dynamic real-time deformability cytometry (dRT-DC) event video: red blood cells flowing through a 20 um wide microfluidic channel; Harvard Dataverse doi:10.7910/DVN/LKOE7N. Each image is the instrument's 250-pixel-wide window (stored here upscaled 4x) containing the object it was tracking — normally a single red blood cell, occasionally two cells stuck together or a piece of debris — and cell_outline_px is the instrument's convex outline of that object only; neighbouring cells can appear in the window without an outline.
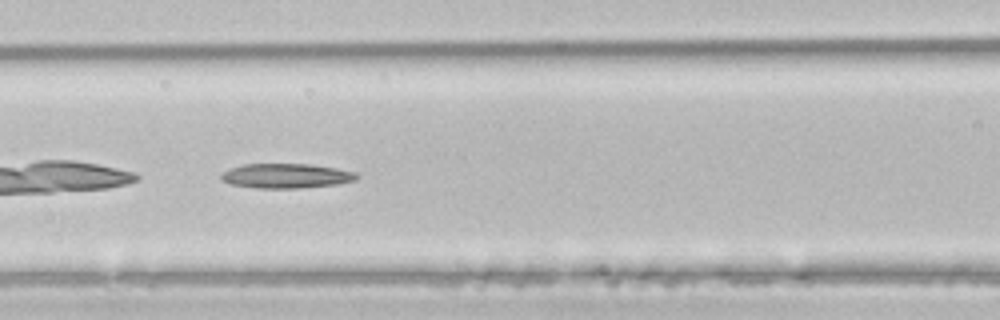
{"species": "common noctule bat (a hibernating species)", "species_latin": "Nyctalus noctula", "temperature_condition": "room temperature", "stored_images_in_passage": 33, "camera_frame_rate_fps": 3000, "um_per_image_px": 0.085, "animal": {"sex": "male", "body_mass_g": 21.5, "forearm_length_mm": 52.0}, "frame": {"image": 1, "passage_image": 6, "time_ms": 1.667, "image_size_px": [1000, 320], "cell_outline_px": [[360, 176], [356, 180], [336, 184], [296, 188], [260, 188], [232, 184], [220, 180], [220, 176], [224, 172], [232, 168], [244, 164], [308, 164], [336, 168], [356, 172]], "centroid_in_image_um": [24.35, 14.94], "position_along_channel_um": 142.3, "area_um2": 19.25}}
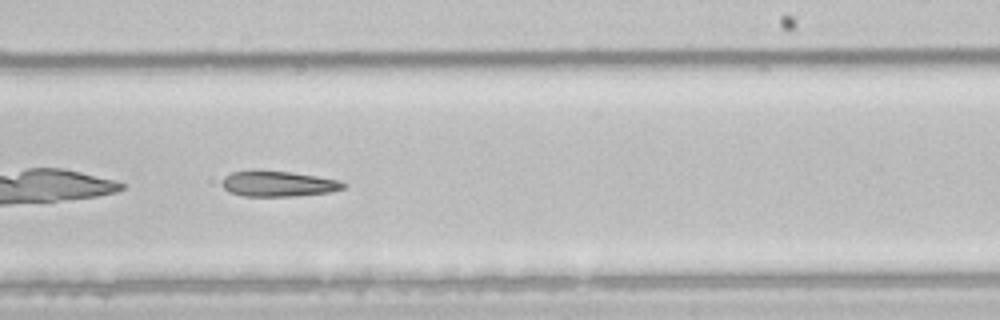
{"frame": {"image": 2, "passage_image": 15, "time_ms": 4.667, "image_size_px": [1000, 320], "cell_outline_px": [[344, 188], [332, 192], [296, 196], [244, 196], [228, 192], [220, 184], [220, 180], [224, 176], [232, 172], [252, 168], [260, 168], [316, 176], [340, 180], [344, 184]], "centroid_in_image_um": [23.55, 15.59], "position_along_channel_um": 265.5, "area_um2": 18.67}}